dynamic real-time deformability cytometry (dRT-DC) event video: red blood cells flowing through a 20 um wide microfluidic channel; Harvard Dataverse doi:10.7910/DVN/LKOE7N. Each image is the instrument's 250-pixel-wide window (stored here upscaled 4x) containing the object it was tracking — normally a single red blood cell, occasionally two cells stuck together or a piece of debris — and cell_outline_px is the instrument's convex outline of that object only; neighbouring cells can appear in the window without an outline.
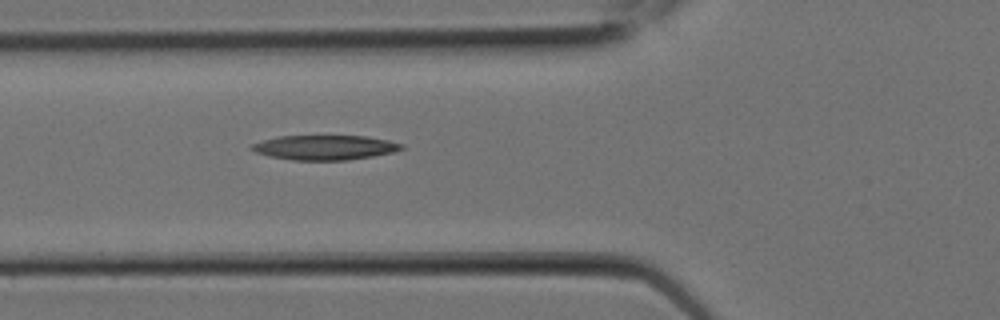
{"species": "Egyptian fruit bat (a non-hibernating species)", "species_latin": "Rousettus aegyptiacus", "temperature_condition": "room temperature", "stored_images_in_passage": 3, "camera_frame_rate_fps": 3000, "um_per_image_px": 0.085, "animal": {"sex": "female"}, "frame": {"image": 1, "passage_image": 3, "time_ms": 0.667, "image_size_px": [1000, 320], "cell_outline_px": [[404, 148], [392, 152], [372, 156], [348, 160], [292, 160], [268, 156], [256, 152], [248, 148], [252, 144], [276, 136], [368, 136], [388, 140], [404, 144]], "centroid_in_image_um": [27.6, 12.53], "position_along_channel_um": 98.2, "area_um2": 21.56}}